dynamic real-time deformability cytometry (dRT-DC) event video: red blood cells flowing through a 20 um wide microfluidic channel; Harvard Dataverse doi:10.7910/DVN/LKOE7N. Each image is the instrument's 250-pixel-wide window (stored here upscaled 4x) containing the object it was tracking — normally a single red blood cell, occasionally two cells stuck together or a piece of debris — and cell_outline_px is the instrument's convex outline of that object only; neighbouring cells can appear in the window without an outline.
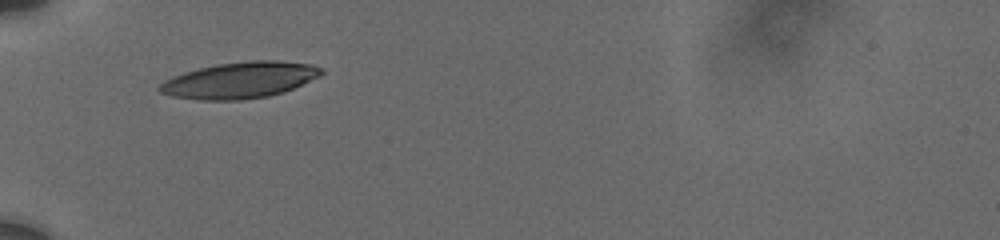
{"species": "human", "species_latin": "Homo sapiens", "temperature_condition": "cold", "stored_images_in_passage": 8, "camera_frame_rate_fps": 3000, "um_per_image_px": 0.085, "donor": {"sex": "male"}, "frame": {"image": 1, "passage_image": 1, "time_ms": 0.0, "image_size_px": [1000, 240], "cell_outline_px": [[324, 72], [320, 76], [284, 92], [268, 96], [240, 100], [200, 100], [172, 96], [160, 92], [156, 88], [164, 80], [172, 76], [184, 72], [216, 64], [244, 60], [280, 60], [312, 64], [324, 68]], "centroid_in_image_um": [20.4, 6.8], "position_along_channel_um": 64.6, "area_um2": 34.45}}
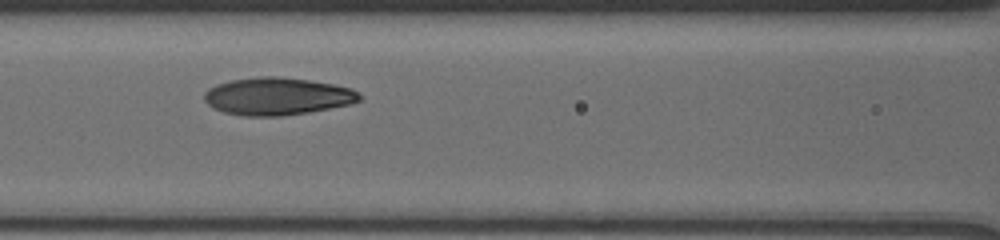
{"frame": {"image": 2, "passage_image": 5, "time_ms": 2.333, "image_size_px": [1000, 240], "cell_outline_px": [[360, 100], [348, 104], [308, 112], [280, 116], [244, 116], [224, 112], [212, 108], [204, 100], [204, 92], [208, 88], [216, 84], [232, 80], [260, 76], [276, 76], [308, 80], [332, 84], [352, 88], [360, 96]], "centroid_in_image_um": [23.51, 8.18], "position_along_channel_um": 143.1, "area_um2": 33.7}}
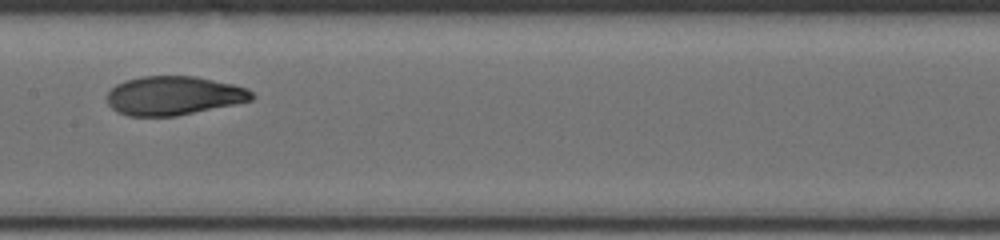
{"frame": {"image": 3, "passage_image": 7, "time_ms": 3.667, "image_size_px": [1000, 240], "cell_outline_px": [[256, 96], [252, 100], [236, 104], [176, 116], [128, 116], [112, 108], [108, 104], [108, 92], [116, 84], [124, 80], [140, 76], [196, 76], [232, 84], [248, 88]], "centroid_in_image_um": [14.78, 8.12], "position_along_channel_um": 192.6, "area_um2": 32.89}}